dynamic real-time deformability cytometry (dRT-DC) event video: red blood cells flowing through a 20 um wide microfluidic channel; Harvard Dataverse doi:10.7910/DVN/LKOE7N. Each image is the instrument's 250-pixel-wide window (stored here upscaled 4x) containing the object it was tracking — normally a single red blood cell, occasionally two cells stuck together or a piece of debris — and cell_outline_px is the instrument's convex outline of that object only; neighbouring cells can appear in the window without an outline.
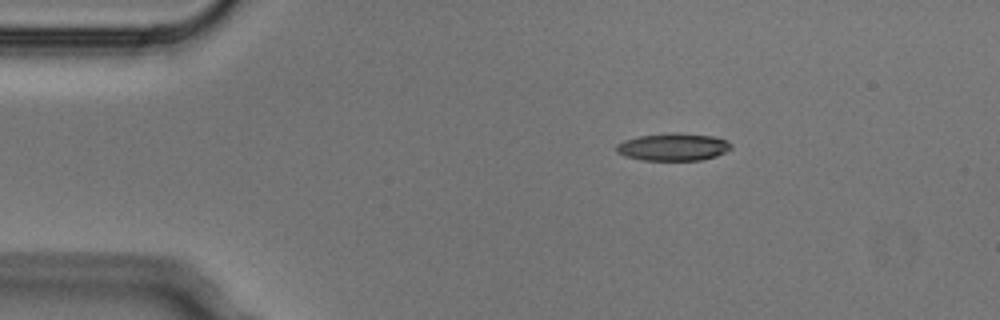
{"species": "Egyptian fruit bat (a non-hibernating species)", "species_latin": "Rousettus aegyptiacus", "temperature_condition": "cold", "stored_images_in_passage": 5, "camera_frame_rate_fps": 3000, "um_per_image_px": 0.085, "animal": {"sex": "male"}, "frame": {"image": 1, "passage_image": 2, "time_ms": 0.333, "image_size_px": [1000, 320], "cell_outline_px": [[732, 148], [716, 156], [700, 160], [644, 160], [624, 156], [616, 152], [616, 144], [624, 140], [640, 136], [672, 132], [676, 132], [712, 136], [728, 140], [732, 144]], "centroid_in_image_um": [57.22, 12.48], "position_along_channel_um": 27.8, "area_um2": 18.44}}
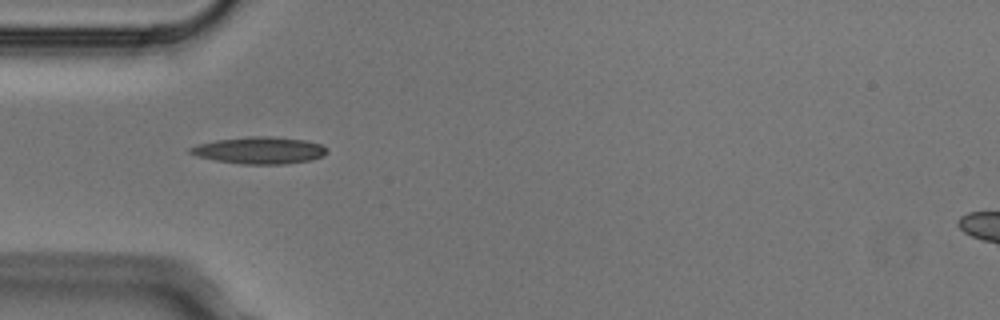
{"frame": {"image": 2, "passage_image": 4, "time_ms": 1.0, "image_size_px": [1000, 320], "cell_outline_px": [[328, 152], [324, 156], [312, 160], [284, 164], [240, 164], [216, 160], [196, 156], [188, 152], [188, 148], [196, 144], [216, 140], [252, 136], [272, 136], [304, 140], [320, 144], [328, 148]], "centroid_in_image_um": [22.06, 12.78], "position_along_channel_um": 62.9, "area_um2": 21.62}}
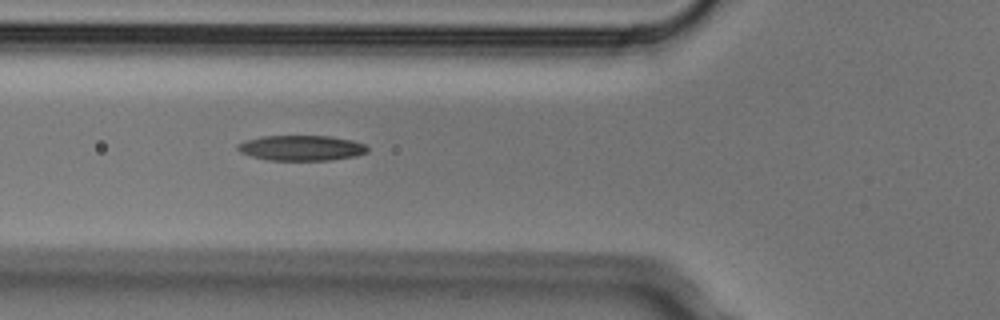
{"frame": {"image": 3, "passage_image": 5, "time_ms": 1.333, "image_size_px": [1000, 320], "cell_outline_px": [[368, 152], [356, 156], [328, 160], [268, 160], [252, 156], [240, 152], [236, 148], [236, 144], [244, 140], [260, 136], [328, 136], [352, 140], [364, 144], [368, 148]], "centroid_in_image_um": [25.58, 12.57], "position_along_channel_um": 100.2, "area_um2": 19.19}}